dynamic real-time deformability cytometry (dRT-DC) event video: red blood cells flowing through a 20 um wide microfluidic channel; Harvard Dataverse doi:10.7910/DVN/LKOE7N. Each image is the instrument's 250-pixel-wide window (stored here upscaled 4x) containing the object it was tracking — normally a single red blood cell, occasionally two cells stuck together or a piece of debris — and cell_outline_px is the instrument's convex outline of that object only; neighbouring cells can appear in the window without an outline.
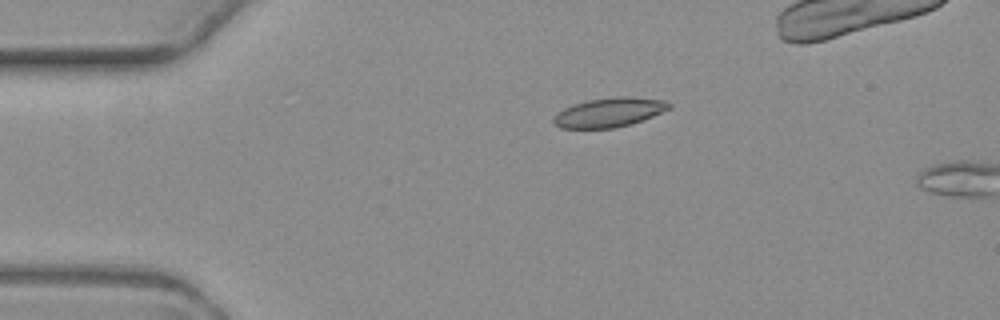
{"species": "common noctule bat (a hibernating species)", "species_latin": "Nyctalus noctula", "temperature_condition": "warm", "stored_images_in_passage": 2, "camera_frame_rate_fps": 3000, "um_per_image_px": 0.085, "animal": {"sex": "female", "body_mass_g": 19.3, "forearm_length_mm": 54.1}, "frame": {"image": 1, "passage_image": 1, "time_ms": 0.0, "image_size_px": [1000, 320], "cell_outline_px": [[672, 108], [644, 120], [616, 128], [560, 128], [552, 120], [556, 112], [564, 108], [588, 100], [616, 96], [632, 96], [664, 100], [672, 104]], "centroid_in_image_um": [51.83, 9.55], "position_along_channel_um": 33.2, "area_um2": 19.88}}